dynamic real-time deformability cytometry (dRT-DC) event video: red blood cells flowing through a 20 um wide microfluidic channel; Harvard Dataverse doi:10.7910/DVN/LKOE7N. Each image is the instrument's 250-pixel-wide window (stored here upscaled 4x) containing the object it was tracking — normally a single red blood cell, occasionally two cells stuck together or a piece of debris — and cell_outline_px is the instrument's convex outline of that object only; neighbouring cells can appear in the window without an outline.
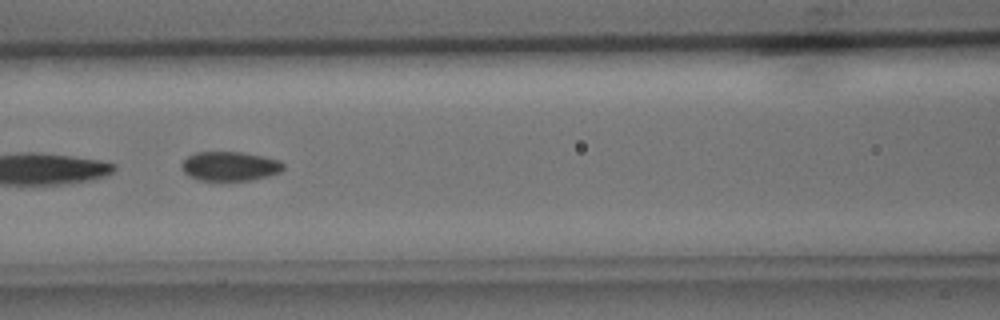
{"species": "common noctule bat (a hibernating species)", "species_latin": "Nyctalus noctula", "temperature_condition": "cold", "stored_images_in_passage": 7, "segment_of_instrument_passage": [2, 2], "camera_frame_rate_fps": 3000, "um_per_image_px": 0.085, "animal": {"sex": "male", "body_mass_g": 15.6}, "frame": {"image": 1, "passage_image": 6, "time_ms": 6.667, "image_size_px": [1000, 320], "cell_outline_px": [[284, 168], [280, 172], [268, 176], [252, 180], [200, 180], [188, 176], [184, 172], [180, 164], [188, 156], [196, 152], [240, 152], [264, 156], [280, 160], [284, 164]], "centroid_in_image_um": [19.55, 14.12], "position_along_channel_um": 147.1, "area_um2": 17.4}}
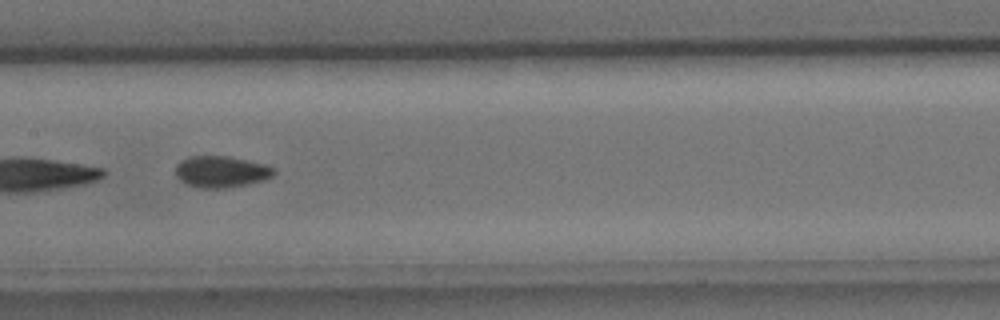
{"frame": {"image": 2, "passage_image": 7, "time_ms": 7.667, "image_size_px": [1000, 320], "cell_outline_px": [[276, 172], [272, 176], [264, 180], [248, 184], [224, 188], [200, 188], [184, 184], [176, 176], [176, 164], [180, 160], [188, 156], [228, 156], [264, 164], [276, 168]], "centroid_in_image_um": [18.78, 14.59], "position_along_channel_um": 188.6, "area_um2": 18.21}}